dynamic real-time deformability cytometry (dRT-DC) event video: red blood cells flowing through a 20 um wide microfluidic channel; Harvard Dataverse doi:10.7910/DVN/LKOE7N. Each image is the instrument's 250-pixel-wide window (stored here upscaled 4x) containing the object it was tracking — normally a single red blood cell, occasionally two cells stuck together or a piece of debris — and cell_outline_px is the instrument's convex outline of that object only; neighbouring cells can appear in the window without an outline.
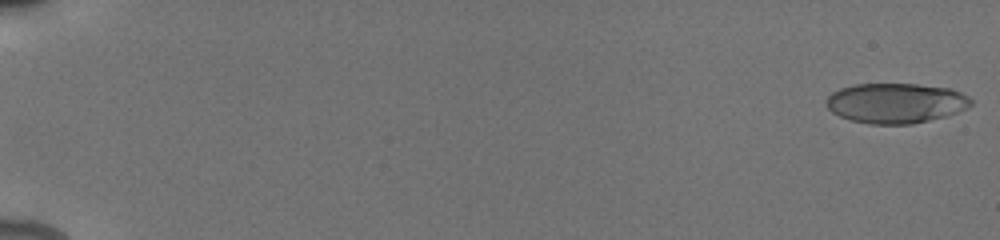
{"species": "human", "species_latin": "Homo sapiens", "temperature_condition": "cold", "stored_images_in_passage": 50, "camera_frame_rate_fps": 3000, "um_per_image_px": 0.085, "donor": {"sex": "male"}, "frame": {"image": 1, "passage_image": 1, "time_ms": 0.0, "image_size_px": [1000, 240], "cell_outline_px": [[972, 104], [968, 108], [944, 116], [912, 124], [868, 124], [852, 120], [840, 116], [832, 112], [824, 104], [824, 100], [832, 92], [840, 88], [852, 84], [916, 84], [952, 88], [968, 96], [972, 100]], "centroid_in_image_um": [76.12, 8.75], "position_along_channel_um": 8.9, "area_um2": 33.93}}
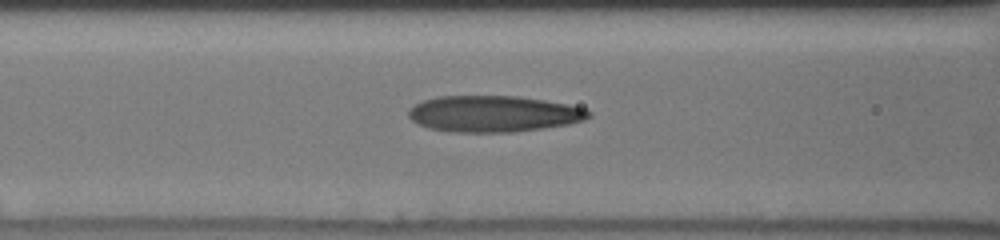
{"frame": {"image": 2, "passage_image": 26, "time_ms": 8.0, "image_size_px": [1000, 240], "cell_outline_px": [[592, 116], [584, 120], [568, 124], [512, 132], [448, 132], [428, 128], [412, 120], [408, 116], [408, 108], [424, 100], [436, 96], [516, 96], [544, 100], [568, 104], [584, 108], [592, 112]], "centroid_in_image_um": [41.94, 9.67], "position_along_channel_um": 124.7, "area_um2": 38.15}}
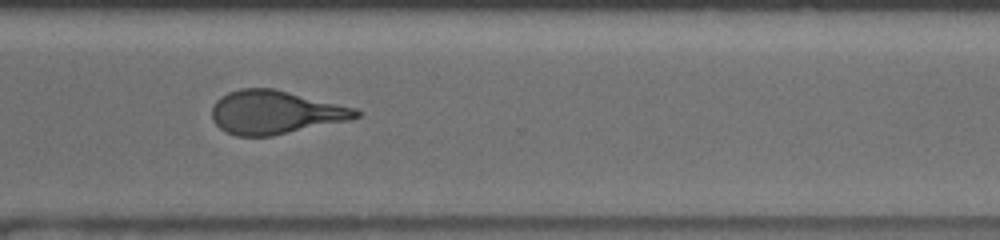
{"frame": {"image": 3, "passage_image": 43, "time_ms": 13.667, "image_size_px": [1000, 240], "cell_outline_px": [[360, 116], [352, 120], [272, 136], [236, 136], [220, 128], [212, 120], [212, 108], [216, 100], [220, 96], [228, 92], [240, 88], [272, 88], [356, 108], [360, 112]], "centroid_in_image_um": [23.39, 9.55], "position_along_channel_um": 347.2, "area_um2": 36.53}, "authors_computed_cell_mechanics": {"area_um2": 36.3562, "velocity_mm_per_s": 3.9317, "shape_relaxation_time_tau1_ms": 4.563, "shape_relaxation_time_tau2_ms": 1.5907, "deformation_change_tau1": 0.2046, "deformation_change_tau2": 0.1215}}